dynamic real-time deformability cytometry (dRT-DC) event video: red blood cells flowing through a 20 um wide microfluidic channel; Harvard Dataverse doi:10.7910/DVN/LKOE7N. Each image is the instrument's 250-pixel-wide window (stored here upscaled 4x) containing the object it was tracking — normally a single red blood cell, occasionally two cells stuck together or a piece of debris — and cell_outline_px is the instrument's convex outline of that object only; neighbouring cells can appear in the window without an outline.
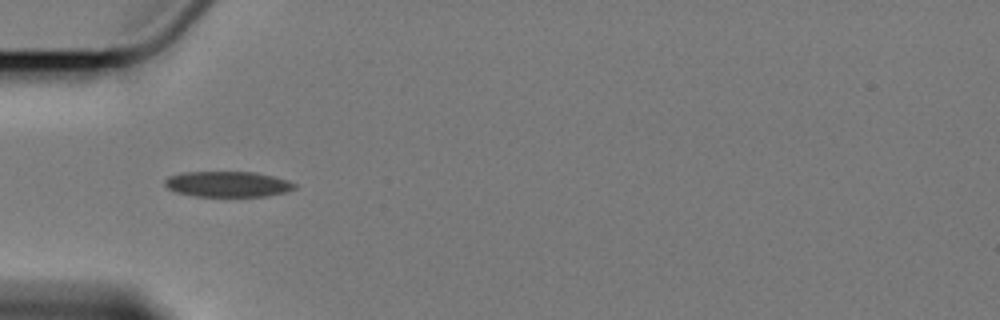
{"species": "Egyptian fruit bat (a non-hibernating species)", "species_latin": "Rousettus aegyptiacus", "temperature_condition": "cold", "stored_images_in_passage": 4, "camera_frame_rate_fps": 3000, "um_per_image_px": 0.085, "animal": {"sex": "female"}, "frame": {"image": 1, "passage_image": 1, "time_ms": 0.0, "image_size_px": [1000, 320], "cell_outline_px": [[296, 188], [284, 192], [268, 196], [196, 196], [176, 192], [168, 188], [164, 184], [164, 180], [168, 176], [184, 172], [256, 172], [288, 180], [296, 184]], "centroid_in_image_um": [19.35, 15.65], "position_along_channel_um": 65.7, "area_um2": 19.31}}
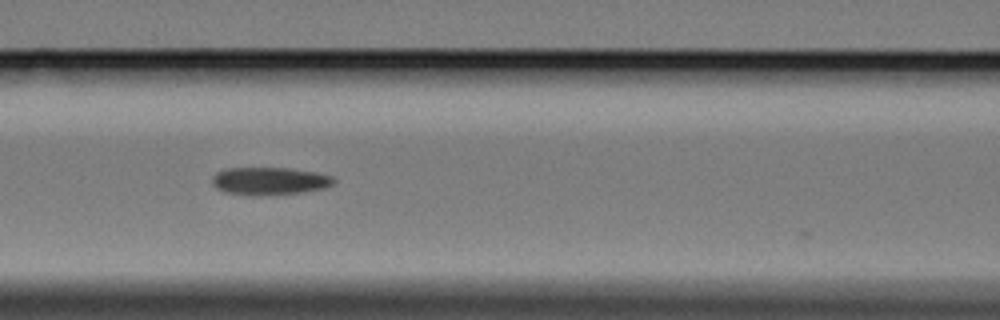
{"frame": {"image": 2, "passage_image": 3, "time_ms": 2.333, "image_size_px": [1000, 320], "cell_outline_px": [[336, 180], [332, 184], [324, 188], [296, 192], [256, 196], [252, 196], [224, 192], [216, 188], [212, 184], [212, 176], [216, 172], [224, 168], [288, 168], [316, 172], [332, 176]], "centroid_in_image_um": [22.84, 15.38], "position_along_channel_um": 143.8, "area_um2": 19.59}}
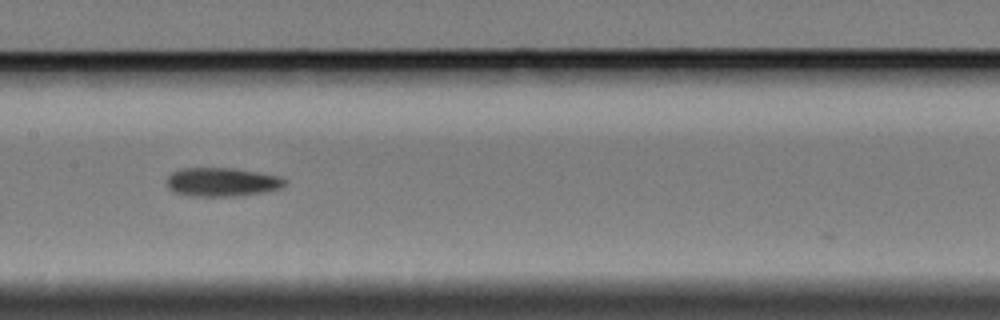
{"frame": {"image": 3, "passage_image": 4, "time_ms": 3.667, "image_size_px": [1000, 320], "cell_outline_px": [[284, 184], [280, 188], [260, 192], [236, 196], [188, 196], [176, 192], [168, 188], [164, 184], [168, 176], [172, 172], [180, 168], [232, 168], [280, 176], [284, 180]], "centroid_in_image_um": [18.77, 15.47], "position_along_channel_um": 188.6, "area_um2": 19.65}}